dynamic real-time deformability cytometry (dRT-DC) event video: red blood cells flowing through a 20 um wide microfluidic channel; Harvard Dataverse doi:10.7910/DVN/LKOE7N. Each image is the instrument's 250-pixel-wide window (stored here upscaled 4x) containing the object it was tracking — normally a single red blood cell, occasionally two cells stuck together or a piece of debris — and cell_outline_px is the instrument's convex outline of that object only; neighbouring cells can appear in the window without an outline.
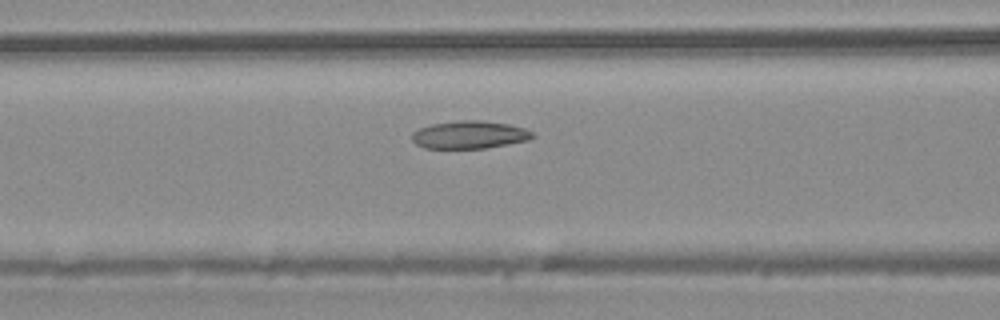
{"species": "common noctule bat (a hibernating species)", "species_latin": "Nyctalus noctula", "temperature_condition": "warm", "stored_images_in_passage": 5, "camera_frame_rate_fps": 3000, "um_per_image_px": 0.085, "animal": {"sex": "male", "body_mass_g": 20.4}, "frame": {"image": 1, "passage_image": 5, "time_ms": 1.333, "image_size_px": [1000, 320], "cell_outline_px": [[536, 136], [528, 140], [508, 144], [484, 148], [424, 148], [416, 144], [412, 140], [412, 132], [420, 128], [432, 124], [460, 120], [480, 120], [508, 124], [524, 128], [532, 132]], "centroid_in_image_um": [39.9, 11.45], "position_along_channel_um": 126.7, "area_um2": 19.42}}